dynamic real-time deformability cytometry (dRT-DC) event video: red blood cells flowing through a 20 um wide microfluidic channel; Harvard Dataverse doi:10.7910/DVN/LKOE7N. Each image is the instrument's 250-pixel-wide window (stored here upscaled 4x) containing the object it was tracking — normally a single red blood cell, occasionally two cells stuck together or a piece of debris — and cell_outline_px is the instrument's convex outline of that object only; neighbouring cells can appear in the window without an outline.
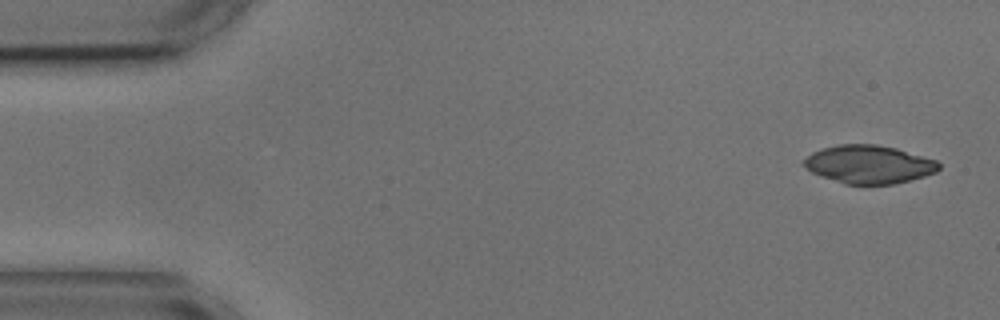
{"species": "common noctule bat (a hibernating species)", "species_latin": "Nyctalus noctula", "temperature_condition": "cold", "stored_images_in_passage": 4, "segment_of_instrument_passage": [1, 2], "camera_frame_rate_fps": 3000, "um_per_image_px": 0.085, "animal": {"sex": "male", "body_mass_g": 17.9, "forearm_length_mm": 54.2}, "frame": {"image": 1, "passage_image": 1, "time_ms": 0.0, "image_size_px": [1000, 320], "cell_outline_px": [[940, 168], [936, 172], [924, 176], [892, 184], [844, 184], [812, 172], [800, 164], [812, 152], [824, 148], [840, 144], [876, 144], [896, 148], [936, 160], [940, 164]], "centroid_in_image_um": [73.85, 13.96], "position_along_channel_um": 11.1, "area_um2": 29.82}}